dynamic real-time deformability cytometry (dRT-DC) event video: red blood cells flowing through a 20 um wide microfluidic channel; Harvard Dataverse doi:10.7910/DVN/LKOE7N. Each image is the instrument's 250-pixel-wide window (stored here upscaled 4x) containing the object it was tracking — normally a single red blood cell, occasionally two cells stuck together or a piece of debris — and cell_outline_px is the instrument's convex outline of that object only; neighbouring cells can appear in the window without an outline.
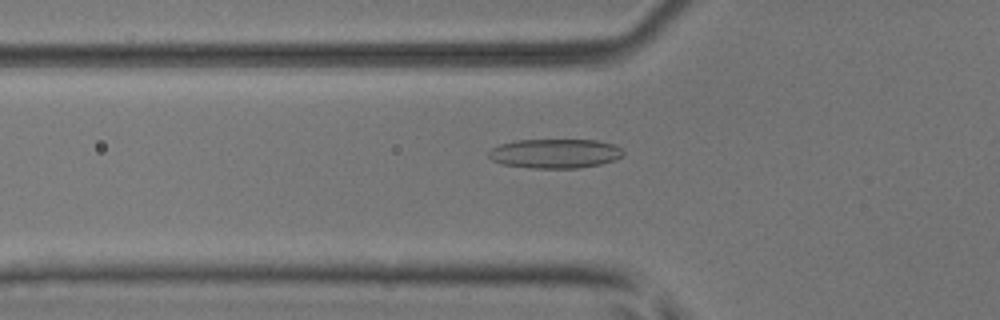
{"species": "common noctule bat (a hibernating species)", "species_latin": "Nyctalus noctula", "temperature_condition": "room temperature", "stored_images_in_passage": 23, "camera_frame_rate_fps": 3000, "um_per_image_px": 0.085, "animal": {"sex": "male", "body_mass_g": 17.9, "forearm_length_mm": 54.2}, "frame": {"image": 1, "passage_image": 13, "time_ms": 4.0, "image_size_px": [1000, 320], "cell_outline_px": [[624, 156], [600, 164], [580, 168], [532, 168], [504, 164], [492, 160], [488, 156], [488, 152], [492, 148], [500, 144], [516, 140], [596, 140], [616, 144], [624, 148]], "centroid_in_image_um": [47.22, 13.04], "position_along_channel_um": 78.6, "area_um2": 23.12}}
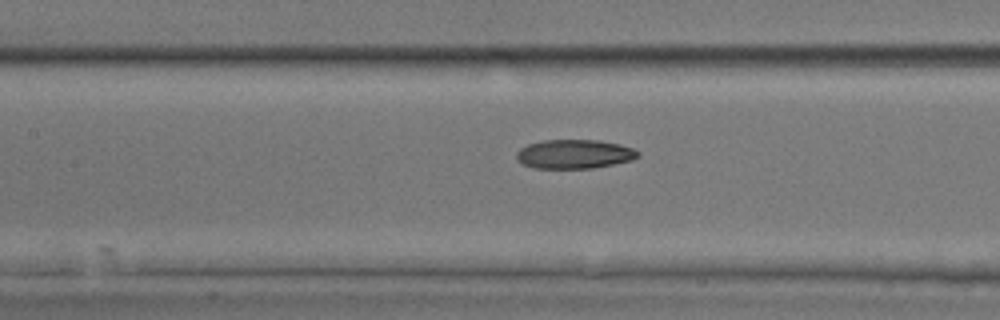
{"frame": {"image": 2, "passage_image": 19, "time_ms": 6.0, "image_size_px": [1000, 320], "cell_outline_px": [[640, 156], [632, 160], [592, 168], [532, 168], [520, 164], [516, 160], [516, 152], [520, 148], [528, 144], [544, 140], [600, 140], [620, 144], [632, 148], [640, 152]], "centroid_in_image_um": [48.79, 13.1], "position_along_channel_um": 158.6, "area_um2": 20.75}}
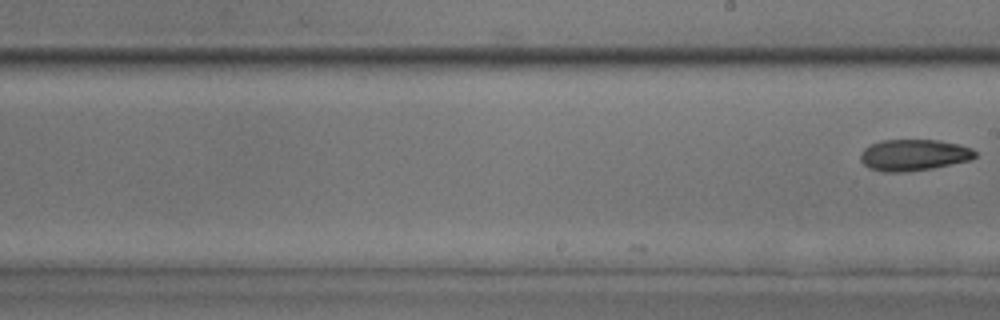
{"frame": {"image": 3, "passage_image": 23, "time_ms": 7.333, "image_size_px": [1000, 320], "cell_outline_px": [[976, 156], [968, 160], [932, 168], [904, 172], [884, 172], [868, 168], [860, 160], [860, 152], [864, 148], [880, 140], [936, 140], [960, 144], [972, 148], [976, 152]], "centroid_in_image_um": [77.63, 13.17], "position_along_channel_um": 211.4, "area_um2": 20.92}}